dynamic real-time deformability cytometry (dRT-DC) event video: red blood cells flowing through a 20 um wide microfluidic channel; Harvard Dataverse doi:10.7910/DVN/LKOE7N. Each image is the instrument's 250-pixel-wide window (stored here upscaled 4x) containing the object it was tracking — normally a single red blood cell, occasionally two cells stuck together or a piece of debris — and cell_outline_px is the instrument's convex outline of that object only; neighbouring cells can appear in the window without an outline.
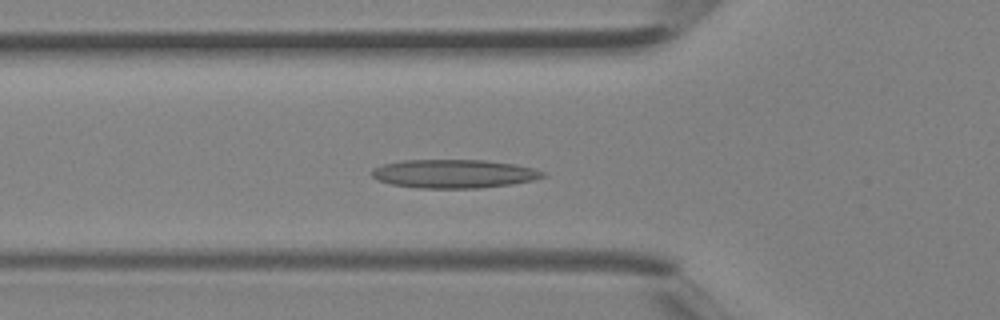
{"species": "Egyptian fruit bat (a non-hibernating species)", "species_latin": "Rousettus aegyptiacus", "temperature_condition": "room temperature", "stored_images_in_passage": 28, "camera_frame_rate_fps": 3000, "um_per_image_px": 0.085, "animal": {"sex": "female"}, "frame": {"image": 1, "passage_image": 2, "time_ms": 0.333, "image_size_px": [1000, 320], "cell_outline_px": [[548, 176], [532, 180], [512, 184], [476, 188], [416, 188], [392, 184], [376, 180], [372, 176], [372, 168], [384, 164], [400, 160], [484, 160], [516, 164], [536, 168], [544, 172]], "centroid_in_image_um": [38.59, 14.76], "position_along_channel_um": 87.2, "area_um2": 28.67}}
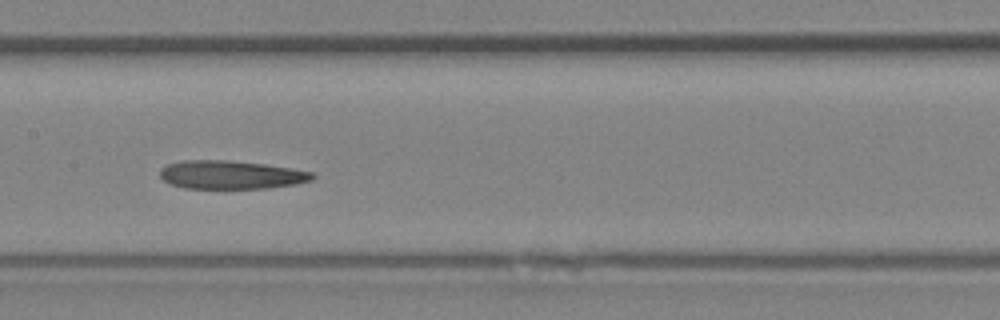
{"frame": {"image": 2, "passage_image": 8, "time_ms": 2.333, "image_size_px": [1000, 320], "cell_outline_px": [[316, 176], [312, 180], [296, 184], [268, 188], [184, 188], [172, 184], [164, 180], [160, 176], [160, 168], [164, 164], [180, 160], [228, 160], [264, 164], [312, 172]], "centroid_in_image_um": [19.59, 14.85], "position_along_channel_um": 187.8, "area_um2": 25.26}}
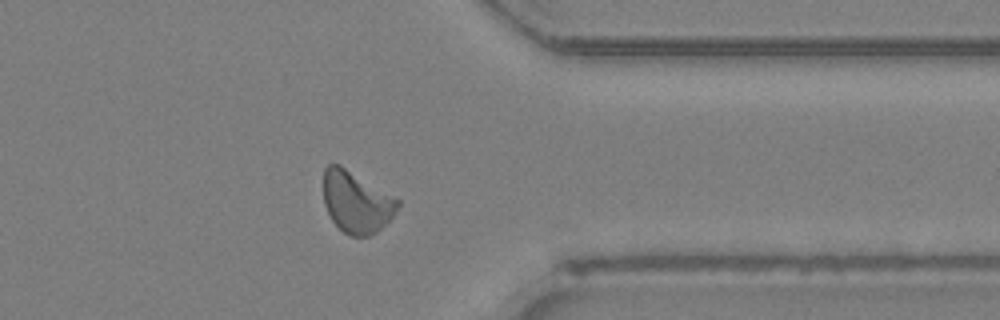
{"frame": {"image": 3, "passage_image": 20, "time_ms": 6.333, "image_size_px": [1000, 320], "cell_outline_px": [[400, 204], [392, 216], [376, 232], [368, 236], [352, 236], [344, 232], [332, 220], [324, 204], [324, 168], [328, 164], [340, 164], [400, 200]], "centroid_in_image_um": [30.28, 17.15], "position_along_channel_um": 381.1, "area_um2": 26.3}}